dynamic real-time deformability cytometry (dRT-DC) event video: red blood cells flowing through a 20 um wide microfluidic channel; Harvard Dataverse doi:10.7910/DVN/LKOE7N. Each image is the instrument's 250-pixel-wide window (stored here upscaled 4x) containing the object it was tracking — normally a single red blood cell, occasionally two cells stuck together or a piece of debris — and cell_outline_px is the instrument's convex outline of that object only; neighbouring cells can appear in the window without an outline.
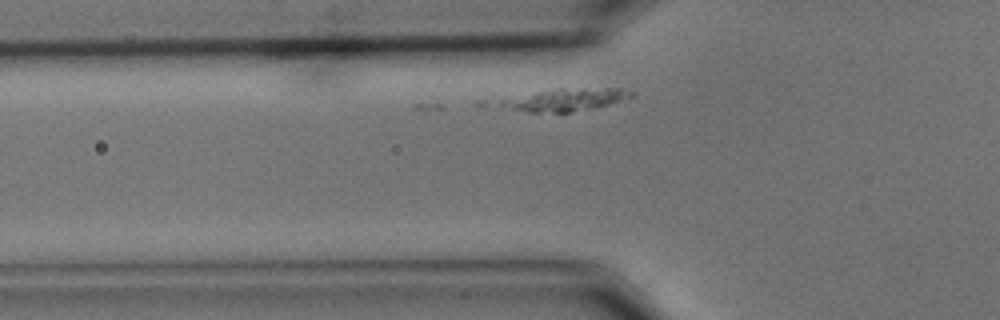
{"species": "common noctule bat (a hibernating species)", "species_latin": "Nyctalus noctula", "temperature_condition": "cold", "stored_images_in_passage": 4, "camera_frame_rate_fps": 3000, "um_per_image_px": 0.085, "animal": {"sex": "male", "body_mass_g": 15.6}, "frame": {"image": 1, "passage_image": 2, "time_ms": 0.333, "image_size_px": [1000, 320], "cell_outline_px": [[636, 96], [608, 104], [572, 112], [528, 112], [500, 108], [492, 104], [500, 100], [560, 88], [620, 88], [632, 92]], "centroid_in_image_um": [48.01, 8.49], "position_along_channel_um": 77.8, "area_um2": 16.99}}